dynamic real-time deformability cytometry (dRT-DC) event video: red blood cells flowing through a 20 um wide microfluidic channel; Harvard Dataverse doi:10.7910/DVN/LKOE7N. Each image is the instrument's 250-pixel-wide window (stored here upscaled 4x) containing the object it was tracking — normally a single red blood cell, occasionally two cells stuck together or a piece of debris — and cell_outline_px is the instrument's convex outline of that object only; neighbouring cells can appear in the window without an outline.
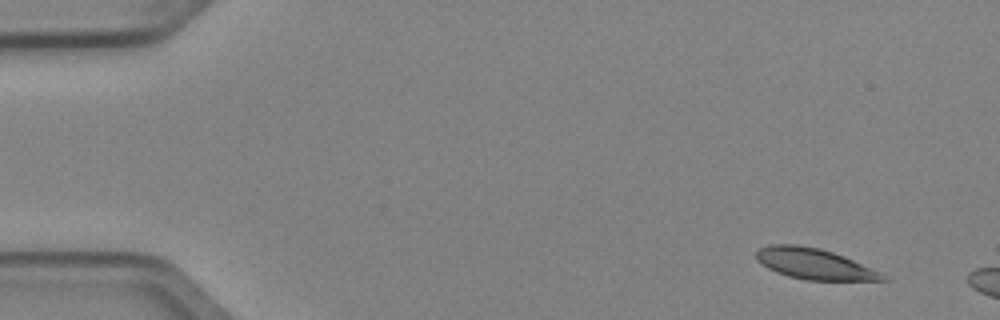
{"species": "Egyptian fruit bat (a non-hibernating species)", "species_latin": "Rousettus aegyptiacus", "temperature_condition": "cold", "stored_images_in_passage": 3, "camera_frame_rate_fps": 3000, "um_per_image_px": 0.085, "animal": {"sex": "female"}, "frame": {"image": 1, "passage_image": 1, "time_ms": 0.0, "image_size_px": [1000, 320], "cell_outline_px": [[888, 280], [804, 280], [788, 276], [776, 272], [768, 268], [756, 260], [756, 252], [760, 248], [768, 244], [796, 244], [820, 248], [832, 252], [852, 260], [880, 272]], "centroid_in_image_um": [69.14, 22.42], "position_along_channel_um": 15.9, "area_um2": 22.43}}